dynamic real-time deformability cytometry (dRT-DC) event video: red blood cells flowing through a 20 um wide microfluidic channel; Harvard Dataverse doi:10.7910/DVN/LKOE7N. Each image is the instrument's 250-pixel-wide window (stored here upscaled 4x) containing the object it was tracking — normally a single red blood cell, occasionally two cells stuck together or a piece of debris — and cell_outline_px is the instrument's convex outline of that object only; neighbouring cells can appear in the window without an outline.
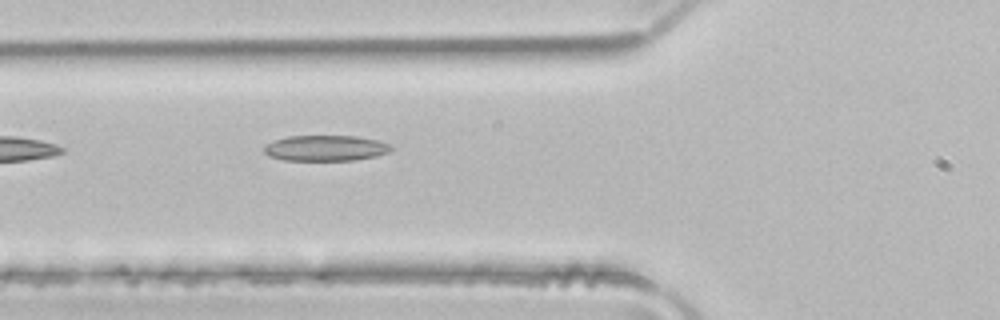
{"species": "common noctule bat (a hibernating species)", "species_latin": "Nyctalus noctula", "temperature_condition": "room temperature", "stored_images_in_passage": 4, "camera_frame_rate_fps": 3000, "um_per_image_px": 0.085, "animal": {"sex": "male", "body_mass_g": 21.5, "forearm_length_mm": 52.0}, "frame": {"image": 1, "passage_image": 4, "time_ms": 1.0, "image_size_px": [1000, 320], "cell_outline_px": [[392, 148], [388, 152], [376, 156], [352, 160], [284, 160], [268, 156], [264, 152], [264, 144], [272, 140], [288, 136], [356, 136], [376, 140], [392, 144]], "centroid_in_image_um": [27.63, 12.58], "position_along_channel_um": 98.2, "area_um2": 19.07}}